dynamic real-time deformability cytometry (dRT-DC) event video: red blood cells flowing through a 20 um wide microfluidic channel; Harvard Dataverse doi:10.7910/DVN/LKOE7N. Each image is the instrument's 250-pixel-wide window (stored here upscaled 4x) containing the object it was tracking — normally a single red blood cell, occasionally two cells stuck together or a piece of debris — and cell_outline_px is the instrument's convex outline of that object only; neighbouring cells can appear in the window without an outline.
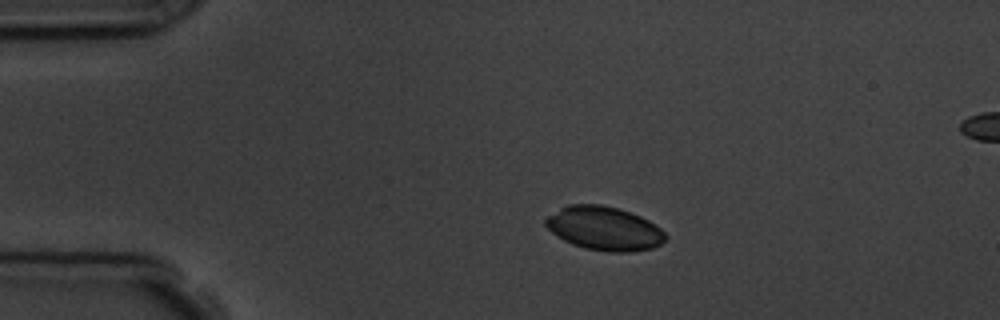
{"species": "common noctule bat (a hibernating species)", "species_latin": "Nyctalus noctula", "temperature_condition": "room temperature", "stored_images_in_passage": 5, "segment_of_instrument_passage": [1, 2], "camera_frame_rate_fps": 3000, "um_per_image_px": 0.085, "animal": {"sex": "male", "body_mass_g": 19.5, "forearm_length_mm": 54.6}, "frame": {"image": 1, "passage_image": 3, "time_ms": 3.0, "image_size_px": [1000, 320], "cell_outline_px": [[668, 236], [660, 244], [652, 248], [632, 252], [608, 252], [584, 248], [572, 244], [556, 236], [544, 224], [544, 220], [548, 216], [560, 208], [568, 204], [600, 204], [616, 208], [640, 216], [648, 220], [660, 228]], "centroid_in_image_um": [51.34, 19.42], "position_along_channel_um": 33.7, "area_um2": 30.52}}